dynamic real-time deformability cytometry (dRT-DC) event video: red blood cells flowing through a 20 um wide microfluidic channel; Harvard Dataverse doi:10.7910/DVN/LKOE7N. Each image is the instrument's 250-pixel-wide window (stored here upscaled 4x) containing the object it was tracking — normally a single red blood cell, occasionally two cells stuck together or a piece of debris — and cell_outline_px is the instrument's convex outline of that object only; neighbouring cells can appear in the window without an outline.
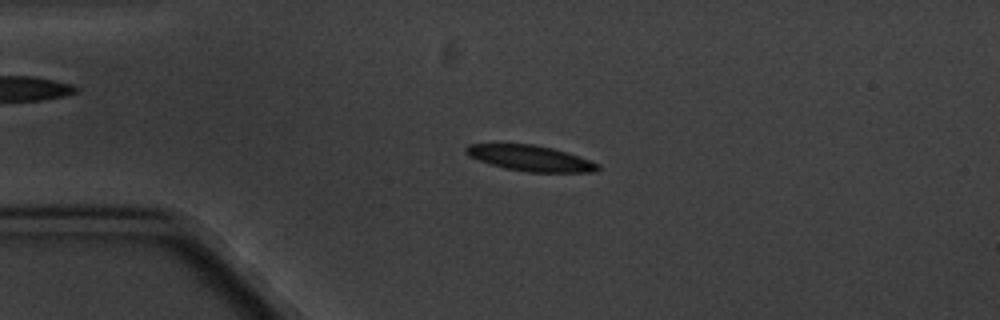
{"species": "common noctule bat (a hibernating species)", "species_latin": "Nyctalus noctula", "temperature_condition": "cold", "stored_images_in_passage": 3, "camera_frame_rate_fps": 3000, "um_per_image_px": 0.085, "animal": {"sex": "male", "body_mass_g": 20.1, "forearm_length_mm": 53.5}, "frame": {"image": 1, "passage_image": 3, "time_ms": 2.333, "image_size_px": [1000, 320], "cell_outline_px": [[600, 168], [596, 172], [528, 172], [504, 168], [468, 156], [464, 152], [464, 148], [468, 144], [532, 144], [552, 148], [568, 152], [580, 156], [600, 164]], "centroid_in_image_um": [45.11, 13.45], "position_along_channel_um": 39.9, "area_um2": 19.77}}